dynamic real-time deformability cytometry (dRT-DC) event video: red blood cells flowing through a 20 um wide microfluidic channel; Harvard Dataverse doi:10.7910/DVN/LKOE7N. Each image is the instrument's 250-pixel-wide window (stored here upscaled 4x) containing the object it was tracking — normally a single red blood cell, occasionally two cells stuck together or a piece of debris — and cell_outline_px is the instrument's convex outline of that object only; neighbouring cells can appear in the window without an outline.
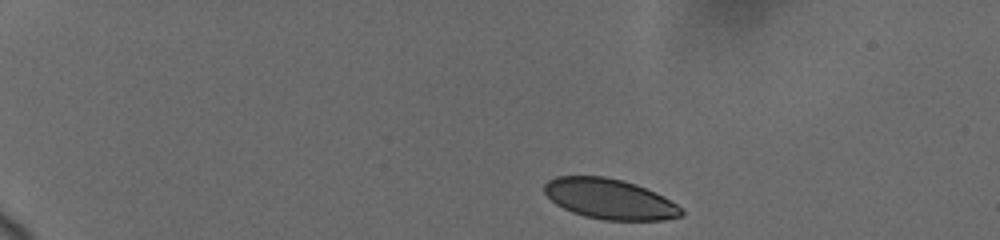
{"species": "human", "species_latin": "Homo sapiens", "temperature_condition": "cold", "stored_images_in_passage": 5, "camera_frame_rate_fps": 3000, "um_per_image_px": 0.085, "donor": {"sex": "female"}, "frame": {"image": 1, "passage_image": 1, "time_ms": 0.0, "image_size_px": [1000, 240], "cell_outline_px": [[684, 216], [660, 220], [604, 220], [584, 216], [572, 212], [556, 204], [544, 192], [544, 184], [548, 180], [556, 176], [604, 176], [624, 180], [636, 184], [656, 192], [664, 196], [676, 204], [684, 212]], "centroid_in_image_um": [51.83, 16.91], "position_along_channel_um": 33.2, "area_um2": 32.25}}
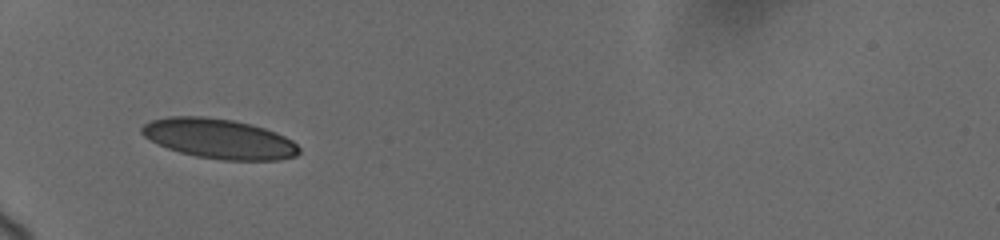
{"frame": {"image": 2, "passage_image": 4, "time_ms": 3.333, "image_size_px": [1000, 240], "cell_outline_px": [[300, 152], [296, 156], [280, 160], [224, 160], [196, 156], [180, 152], [168, 148], [144, 136], [140, 132], [140, 128], [144, 124], [152, 120], [168, 116], [204, 116], [232, 120], [252, 124], [276, 132], [292, 140], [300, 148]], "centroid_in_image_um": [18.64, 11.78], "position_along_channel_um": 66.4, "area_um2": 36.47}}